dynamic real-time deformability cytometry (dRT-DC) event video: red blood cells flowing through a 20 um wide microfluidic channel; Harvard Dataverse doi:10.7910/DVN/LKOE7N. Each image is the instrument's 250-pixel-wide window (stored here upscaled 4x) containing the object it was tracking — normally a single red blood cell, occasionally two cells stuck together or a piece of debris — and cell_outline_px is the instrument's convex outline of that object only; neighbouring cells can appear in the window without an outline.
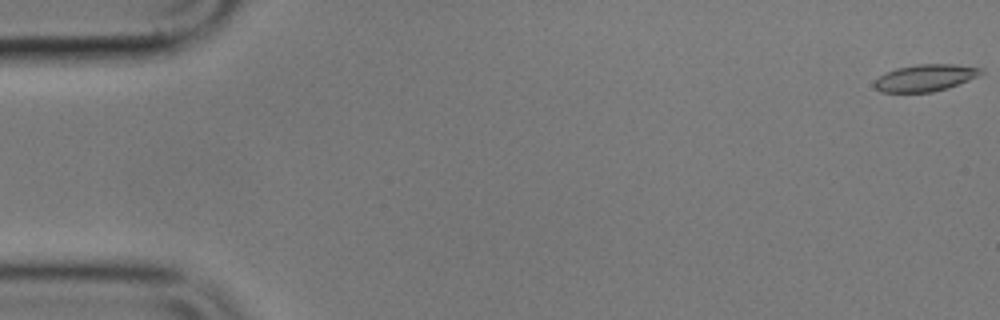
{"species": "common noctule bat (a hibernating species)", "species_latin": "Nyctalus noctula", "temperature_condition": "cold", "stored_images_in_passage": 58, "camera_frame_rate_fps": 3000, "um_per_image_px": 0.085, "animal": {"sex": "male", "body_mass_g": 17.9}, "frame": {"image": 1, "passage_image": 1, "time_ms": 0.0, "image_size_px": [1000, 320], "cell_outline_px": [[984, 72], [980, 76], [948, 88], [932, 92], [880, 92], [872, 84], [884, 72], [896, 68], [916, 64], [956, 64], [984, 68]], "centroid_in_image_um": [78.68, 6.6], "position_along_channel_um": 6.3, "area_um2": 16.94}}
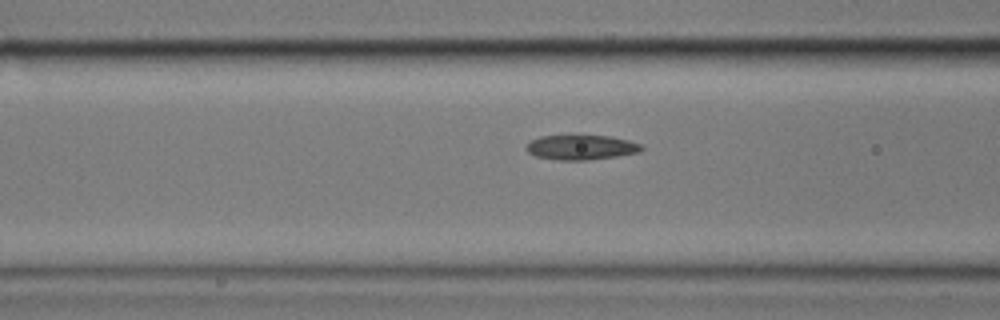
{"frame": {"image": 2, "passage_image": 22, "time_ms": 7.0, "image_size_px": [1000, 320], "cell_outline_px": [[644, 148], [640, 152], [616, 156], [588, 160], [556, 160], [536, 156], [528, 152], [524, 148], [532, 140], [540, 136], [612, 136], [644, 144]], "centroid_in_image_um": [49.44, 12.53], "position_along_channel_um": 117.2, "area_um2": 16.65}}
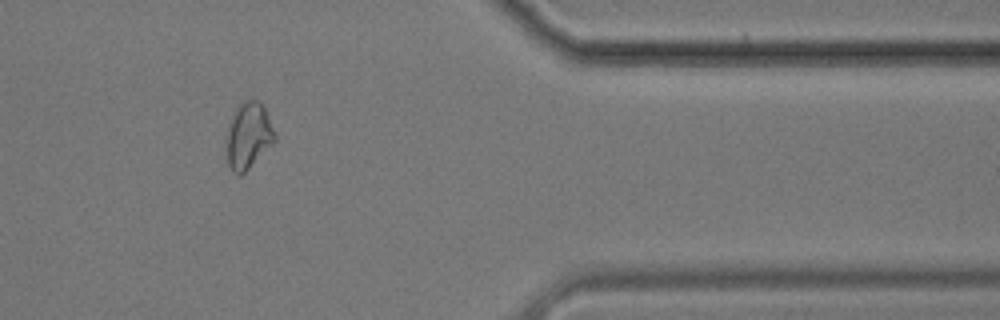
{"frame": {"image": 3, "passage_image": 47, "time_ms": 15.333, "image_size_px": [1000, 320], "cell_outline_px": [[276, 140], [240, 176], [236, 176], [232, 172], [228, 164], [224, 140], [228, 124], [236, 108], [244, 100], [256, 100], [264, 108], [268, 116], [276, 136]], "centroid_in_image_um": [21.06, 11.56], "position_along_channel_um": 390.3, "area_um2": 18.73}, "authors_computed_cell_mechanics": {"area_um2": 17.0221, "velocity_mm_per_s": 3.5499, "shape_relaxation_time_tau1_ms": null, "shape_relaxation_time_tau2_ms": 3.598, "deformation_change_tau1": null, "deformation_change_tau2": 0.0866}}